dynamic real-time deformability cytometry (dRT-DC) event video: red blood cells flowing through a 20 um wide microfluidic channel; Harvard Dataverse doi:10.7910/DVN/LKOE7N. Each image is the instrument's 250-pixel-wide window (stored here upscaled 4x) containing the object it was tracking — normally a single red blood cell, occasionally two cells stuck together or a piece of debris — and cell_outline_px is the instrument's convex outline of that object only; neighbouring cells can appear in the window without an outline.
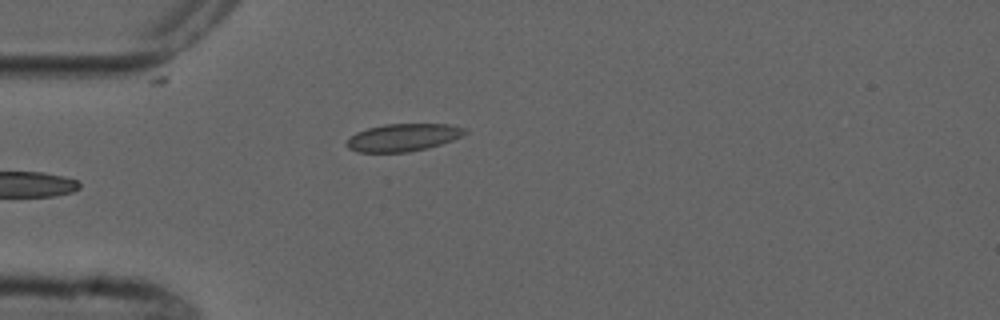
{"species": "common noctule bat (a hibernating species)", "species_latin": "Nyctalus noctula", "temperature_condition": "cold", "stored_images_in_passage": 4, "camera_frame_rate_fps": 3000, "um_per_image_px": 0.085, "animal": {"sex": "male", "forearm_length_mm": 52.5}, "frame": {"image": 1, "passage_image": 4, "time_ms": 3.333, "image_size_px": [1000, 320], "cell_outline_px": [[468, 132], [452, 140], [428, 148], [408, 152], [356, 152], [348, 148], [344, 144], [356, 132], [368, 128], [384, 124], [448, 124], [468, 128]], "centroid_in_image_um": [34.26, 11.68], "position_along_channel_um": 50.7, "area_um2": 19.02}}